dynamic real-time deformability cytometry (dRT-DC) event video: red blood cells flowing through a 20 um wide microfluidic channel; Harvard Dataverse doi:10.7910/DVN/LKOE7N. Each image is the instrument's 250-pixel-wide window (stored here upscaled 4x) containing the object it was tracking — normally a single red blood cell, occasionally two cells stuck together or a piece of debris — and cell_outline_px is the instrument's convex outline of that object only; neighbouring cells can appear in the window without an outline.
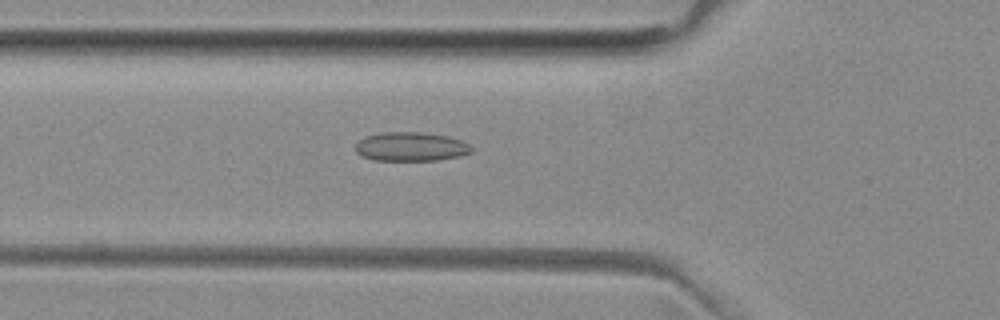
{"species": "common noctule bat (a hibernating species)", "species_latin": "Nyctalus noctula", "temperature_condition": "room temperature", "stored_images_in_passage": 43, "camera_frame_rate_fps": 3000, "um_per_image_px": 0.085, "animal": {"sex": "female", "body_mass_g": 29.2, "forearm_length_mm": 56.3}, "frame": {"image": 1, "passage_image": 10, "time_ms": 3.0, "image_size_px": [1000, 320], "cell_outline_px": [[472, 152], [460, 156], [440, 160], [372, 160], [360, 156], [356, 152], [356, 144], [364, 136], [380, 132], [420, 132], [448, 136], [460, 140], [468, 144], [472, 148]], "centroid_in_image_um": [34.9, 12.47], "position_along_channel_um": 90.9, "area_um2": 19.71}}
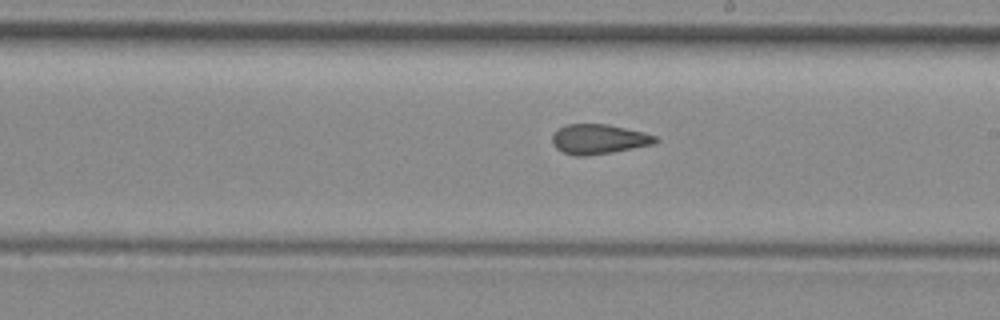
{"frame": {"image": 2, "passage_image": 21, "time_ms": 6.667, "image_size_px": [1000, 320], "cell_outline_px": [[660, 140], [656, 144], [612, 152], [584, 156], [576, 156], [564, 152], [556, 148], [552, 144], [552, 136], [560, 128], [568, 124], [608, 124], [644, 132], [656, 136]], "centroid_in_image_um": [50.94, 11.83], "position_along_channel_um": 238.1, "area_um2": 17.92}}
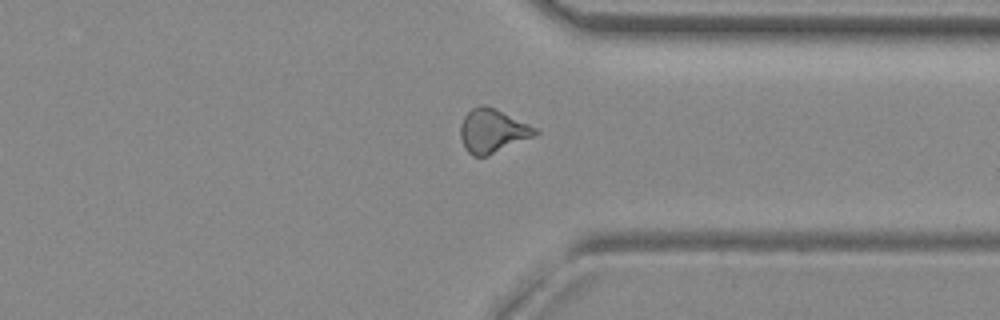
{"frame": {"image": 3, "passage_image": 31, "time_ms": 10.0, "image_size_px": [1000, 320], "cell_outline_px": [[540, 132], [536, 136], [488, 156], [472, 156], [464, 148], [460, 136], [460, 124], [464, 116], [472, 108], [480, 104], [484, 104], [528, 124], [536, 128]], "centroid_in_image_um": [41.85, 11.15], "position_along_channel_um": 369.6, "area_um2": 19.07}, "authors_computed_cell_mechanics": {"area_um2": 18.3804, "velocity_mm_per_s": 4.0079, "shape_relaxation_time_tau1_ms": null, "shape_relaxation_time_tau2_ms": 2.2293, "deformation_change_tau1": null, "deformation_change_tau2": 0.0932}}